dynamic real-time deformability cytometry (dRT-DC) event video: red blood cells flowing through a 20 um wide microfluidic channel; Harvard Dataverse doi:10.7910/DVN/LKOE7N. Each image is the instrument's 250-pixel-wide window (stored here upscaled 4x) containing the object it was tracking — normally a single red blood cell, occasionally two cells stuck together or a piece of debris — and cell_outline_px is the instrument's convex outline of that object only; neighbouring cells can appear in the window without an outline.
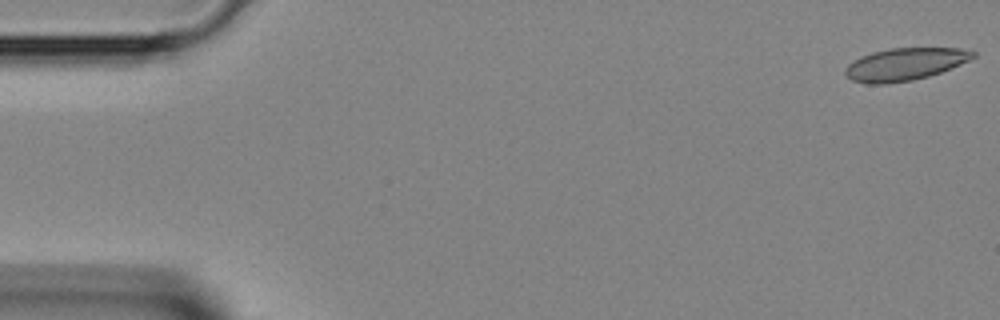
{"species": "Egyptian fruit bat (a non-hibernating species)", "species_latin": "Rousettus aegyptiacus", "temperature_condition": "room temperature", "stored_images_in_passage": 40, "camera_frame_rate_fps": 3000, "um_per_image_px": 0.085, "animal": {"sex": "female"}, "frame": {"image": 1, "passage_image": 1, "time_ms": 0.0, "image_size_px": [1000, 320], "cell_outline_px": [[976, 56], [960, 64], [940, 72], [928, 76], [912, 80], [884, 84], [868, 84], [852, 80], [844, 72], [844, 68], [848, 64], [860, 56], [872, 52], [888, 48], [960, 48], [976, 52]], "centroid_in_image_um": [76.88, 5.45], "position_along_channel_um": 8.1, "area_um2": 24.04}}
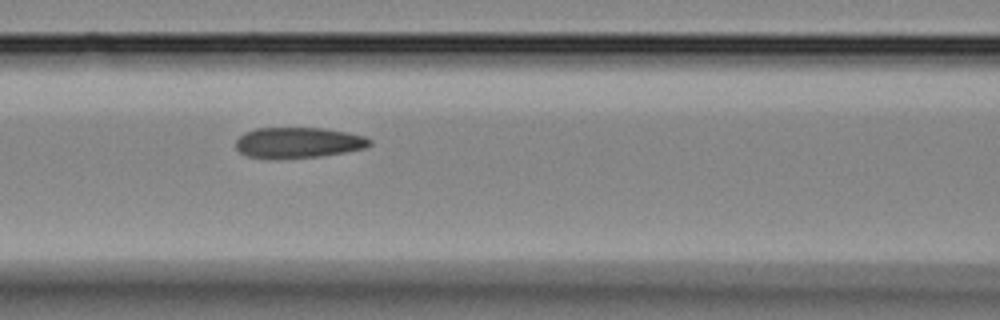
{"frame": {"image": 2, "passage_image": 18, "time_ms": 5.667, "image_size_px": [1000, 320], "cell_outline_px": [[372, 144], [368, 148], [320, 156], [276, 160], [268, 160], [248, 156], [240, 152], [236, 148], [236, 140], [244, 132], [256, 128], [320, 128], [344, 132], [364, 136], [372, 140]], "centroid_in_image_um": [25.32, 12.15], "position_along_channel_um": 141.3, "area_um2": 24.28}}
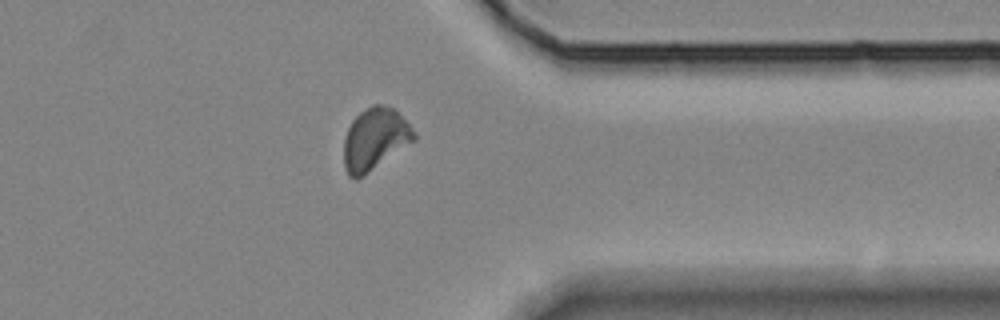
{"frame": {"image": 3, "passage_image": 34, "time_ms": 11.0, "image_size_px": [1000, 320], "cell_outline_px": [[416, 140], [356, 180], [348, 176], [344, 168], [344, 140], [348, 128], [352, 120], [364, 108], [372, 104], [380, 104], [392, 108], [416, 132]], "centroid_in_image_um": [31.84, 11.83], "position_along_channel_um": 379.6, "area_um2": 25.14}}